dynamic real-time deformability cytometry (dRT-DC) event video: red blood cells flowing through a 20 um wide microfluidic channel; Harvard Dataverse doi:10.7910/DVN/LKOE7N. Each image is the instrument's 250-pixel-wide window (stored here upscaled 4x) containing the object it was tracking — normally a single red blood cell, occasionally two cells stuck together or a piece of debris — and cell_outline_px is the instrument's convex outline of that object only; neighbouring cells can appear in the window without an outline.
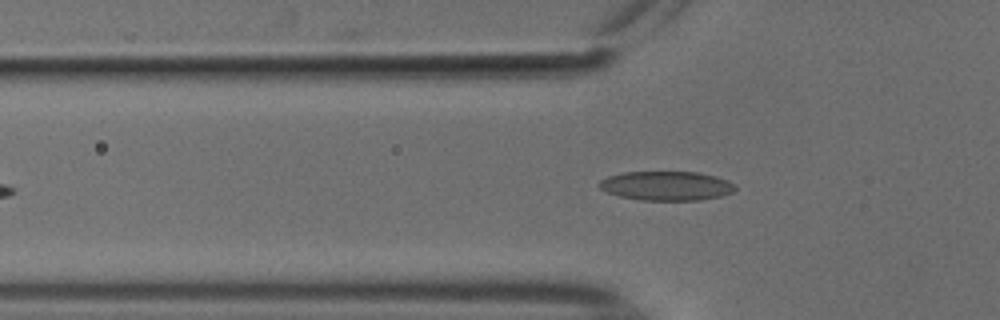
{"species": "common noctule bat (a hibernating species)", "species_latin": "Nyctalus noctula", "temperature_condition": "cold", "stored_images_in_passage": 39, "camera_frame_rate_fps": 3000, "um_per_image_px": 0.085, "animal": {"sex": "male", "body_mass_g": 18.8}, "frame": {"image": 1, "passage_image": 7, "time_ms": 2.0, "image_size_px": [1000, 320], "cell_outline_px": [[736, 188], [732, 192], [720, 196], [700, 200], [640, 200], [620, 196], [608, 192], [600, 188], [596, 184], [600, 180], [608, 176], [624, 172], [700, 172], [716, 176], [728, 180], [736, 184]], "centroid_in_image_um": [56.66, 15.79], "position_along_channel_um": 69.1, "area_um2": 23.24}}
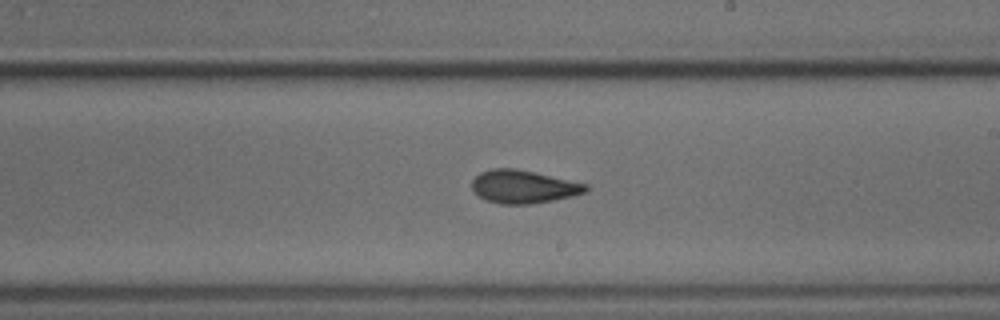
{"frame": {"image": 2, "passage_image": 21, "time_ms": 6.667, "image_size_px": [1000, 320], "cell_outline_px": [[588, 192], [572, 196], [532, 204], [500, 204], [484, 200], [476, 196], [472, 188], [472, 180], [480, 172], [492, 168], [516, 168], [588, 184]], "centroid_in_image_um": [44.46, 15.87], "position_along_channel_um": 244.5, "area_um2": 22.14}}
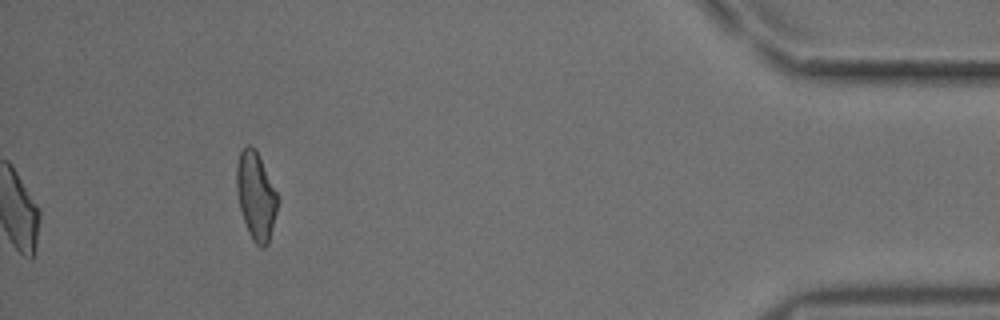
{"frame": {"image": 3, "passage_image": 39, "time_ms": 12.667, "image_size_px": [1000, 320], "cell_outline_px": [[276, 212], [268, 244], [264, 248], [260, 248], [252, 240], [248, 232], [240, 208], [236, 188], [236, 168], [240, 152], [248, 144], [256, 148], [276, 192]], "centroid_in_image_um": [21.73, 16.65], "position_along_channel_um": 413.5, "area_um2": 20.63}, "authors_computed_cell_mechanics": {"area_um2": 21.7906, "velocity_mm_per_s": 3.7483, "shape_relaxation_time_tau1_ms": 4.786, "shape_relaxation_time_tau2_ms": 2.428, "deformation_change_tau1": 0.1292, "deformation_change_tau2": 0.0805}}